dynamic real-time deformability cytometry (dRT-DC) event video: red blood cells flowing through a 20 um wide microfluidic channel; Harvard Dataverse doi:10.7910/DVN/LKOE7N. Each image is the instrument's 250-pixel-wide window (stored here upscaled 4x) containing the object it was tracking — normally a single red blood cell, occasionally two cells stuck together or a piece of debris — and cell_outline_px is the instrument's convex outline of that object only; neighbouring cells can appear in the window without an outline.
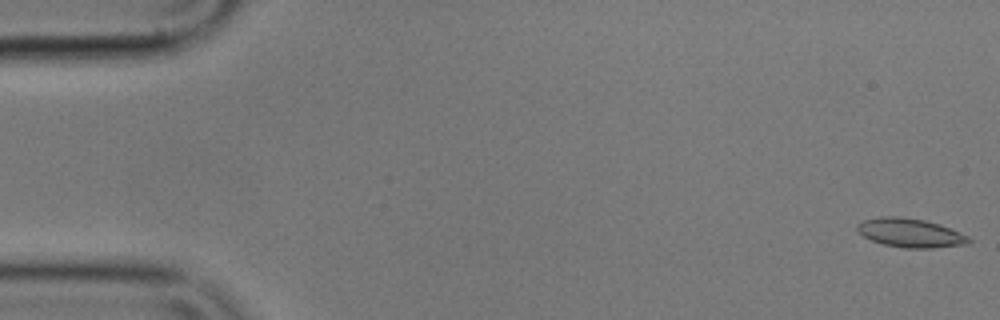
{"species": "common noctule bat (a hibernating species)", "species_latin": "Nyctalus noctula", "temperature_condition": "cold", "stored_images_in_passage": 56, "camera_frame_rate_fps": 3000, "um_per_image_px": 0.085, "animal": {"sex": "male", "body_mass_g": 17.9}, "frame": {"image": 1, "passage_image": 1, "time_ms": 0.0, "image_size_px": [1000, 320], "cell_outline_px": [[972, 240], [968, 244], [932, 248], [904, 248], [884, 244], [872, 240], [864, 236], [856, 228], [856, 224], [864, 220], [880, 216], [900, 216], [924, 220], [940, 224], [960, 232], [968, 236]], "centroid_in_image_um": [77.39, 19.79], "position_along_channel_um": 7.6, "area_um2": 18.79}}
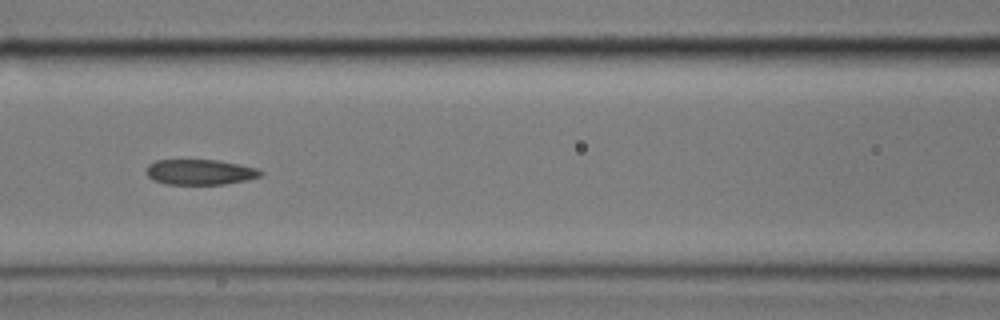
{"frame": {"image": 2, "passage_image": 24, "time_ms": 7.667, "image_size_px": [1000, 320], "cell_outline_px": [[264, 172], [260, 176], [248, 180], [224, 184], [164, 184], [152, 180], [144, 172], [148, 164], [156, 160], [220, 160], [260, 168]], "centroid_in_image_um": [17.01, 14.62], "position_along_channel_um": 149.6, "area_um2": 17.22}}
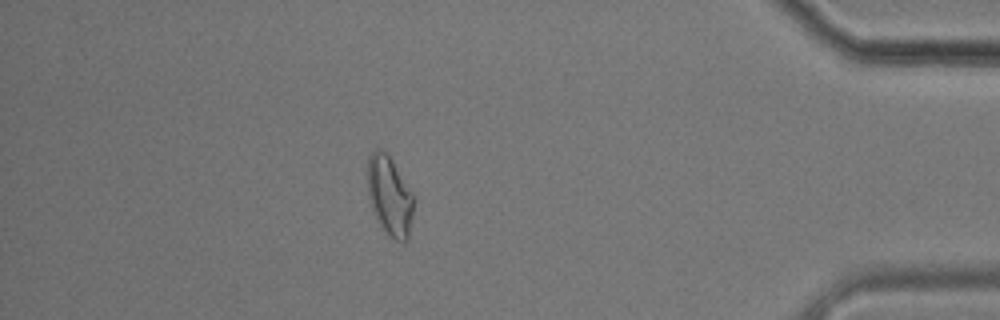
{"frame": {"image": 3, "passage_image": 49, "time_ms": 16.0, "image_size_px": [1000, 320], "cell_outline_px": [[416, 196], [408, 240], [396, 240], [388, 236], [384, 232], [376, 220], [372, 212], [368, 196], [368, 156], [376, 148], [380, 148], [392, 160]], "centroid_in_image_um": [33.13, 16.68], "position_along_channel_um": 402.1, "area_um2": 21.85}, "authors_computed_cell_mechanics": {"area_um2": 17.9469, "velocity_mm_per_s": 3.5542, "shape_relaxation_time_tau1_ms": null, "shape_relaxation_time_tau2_ms": 3.4402, "deformation_change_tau1": null, "deformation_change_tau2": 0.093}}